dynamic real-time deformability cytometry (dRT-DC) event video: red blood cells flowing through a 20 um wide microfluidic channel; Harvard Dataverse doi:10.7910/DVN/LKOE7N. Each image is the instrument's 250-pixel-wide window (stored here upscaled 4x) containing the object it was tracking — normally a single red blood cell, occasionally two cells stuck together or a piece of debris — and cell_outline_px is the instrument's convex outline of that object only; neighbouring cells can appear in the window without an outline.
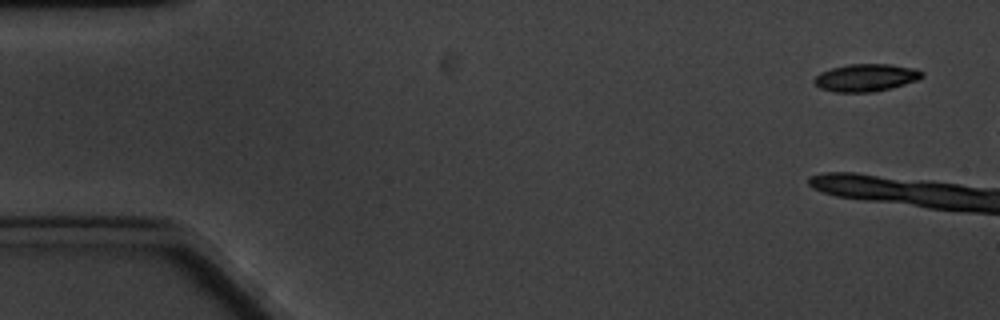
{"species": "common noctule bat (a hibernating species)", "species_latin": "Nyctalus noctula", "temperature_condition": "cold", "stored_images_in_passage": 4, "camera_frame_rate_fps": 3000, "um_per_image_px": 0.085, "animal": {"sex": "male", "body_mass_g": 20.1, "forearm_length_mm": 53.5}, "frame": {"image": 1, "passage_image": 1, "time_ms": 0.0, "image_size_px": [1000, 320], "cell_outline_px": [[924, 76], [916, 80], [892, 88], [876, 92], [836, 92], [820, 88], [812, 80], [820, 72], [832, 68], [848, 64], [888, 64], [916, 68], [924, 72]], "centroid_in_image_um": [73.62, 6.6], "position_along_channel_um": 11.4, "area_um2": 17.34}}